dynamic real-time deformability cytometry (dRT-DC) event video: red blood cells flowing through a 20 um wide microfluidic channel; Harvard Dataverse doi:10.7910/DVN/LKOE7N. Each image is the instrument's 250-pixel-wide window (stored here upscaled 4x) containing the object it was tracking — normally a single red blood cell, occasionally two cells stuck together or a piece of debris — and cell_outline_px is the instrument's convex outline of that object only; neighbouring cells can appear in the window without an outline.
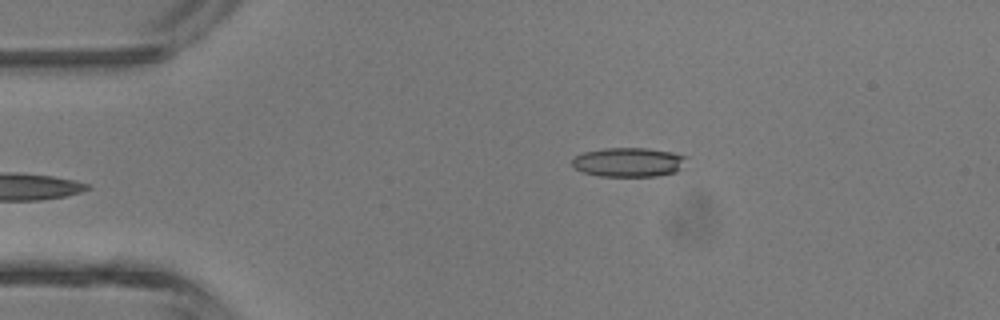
{"species": "common noctule bat (a hibernating species)", "species_latin": "Nyctalus noctula", "temperature_condition": "room temperature", "stored_images_in_passage": 4, "camera_frame_rate_fps": 3000, "um_per_image_px": 0.085, "animal": {"sex": "male", "body_mass_g": 13.3}, "frame": {"image": 1, "passage_image": 4, "time_ms": 4.333, "image_size_px": [1000, 320], "cell_outline_px": [[688, 168], [676, 172], [656, 176], [600, 176], [584, 172], [572, 168], [572, 160], [576, 156], [584, 152], [604, 148], [648, 148], [672, 152], [688, 156]], "centroid_in_image_um": [53.53, 13.79], "position_along_channel_um": 31.5, "area_um2": 19.94}}